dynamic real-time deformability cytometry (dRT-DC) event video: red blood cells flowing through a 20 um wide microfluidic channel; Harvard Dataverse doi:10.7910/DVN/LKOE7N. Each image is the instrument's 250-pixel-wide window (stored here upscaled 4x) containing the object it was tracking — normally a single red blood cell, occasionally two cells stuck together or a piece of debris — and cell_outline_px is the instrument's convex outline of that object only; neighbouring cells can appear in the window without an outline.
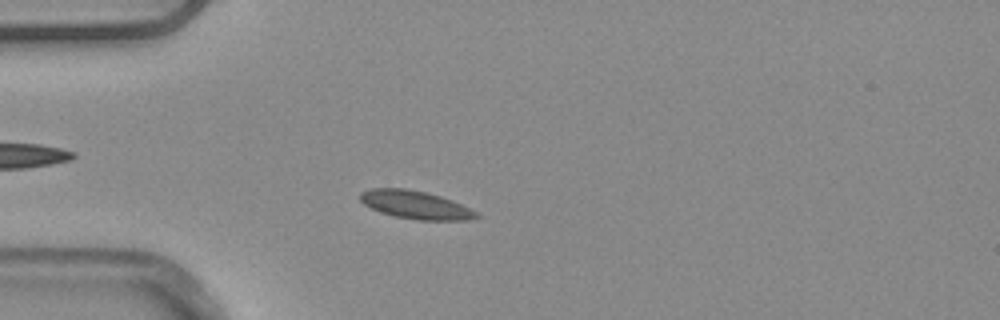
{"species": "common noctule bat (a hibernating species)", "species_latin": "Nyctalus noctula", "temperature_condition": "warm", "stored_images_in_passage": 49, "camera_frame_rate_fps": 3000, "um_per_image_px": 0.085, "animal": {"sex": "male", "body_mass_g": 20.4}, "frame": {"image": 1, "passage_image": 11, "time_ms": 3.333, "image_size_px": [1000, 320], "cell_outline_px": [[480, 216], [472, 220], [416, 220], [396, 216], [380, 212], [364, 204], [360, 200], [360, 192], [372, 188], [404, 188], [424, 192], [440, 196], [452, 200], [476, 212]], "centroid_in_image_um": [35.31, 17.41], "position_along_channel_um": 49.7, "area_um2": 18.84}}
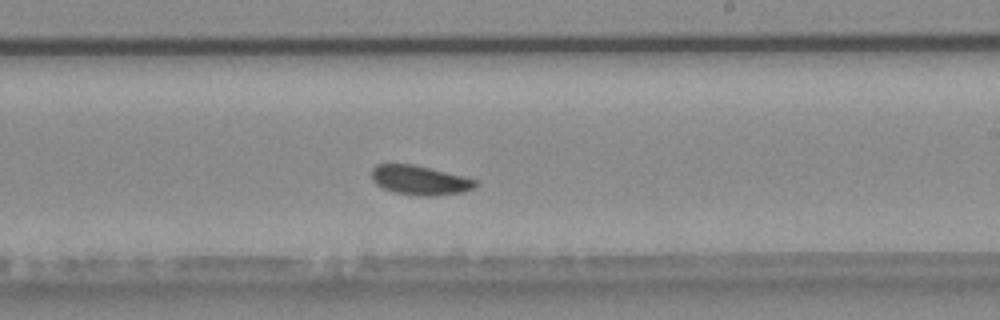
{"frame": {"image": 2, "passage_image": 28, "time_ms": 9.0, "image_size_px": [1000, 320], "cell_outline_px": [[480, 184], [464, 192], [432, 196], [416, 196], [396, 192], [384, 188], [376, 184], [372, 180], [372, 168], [376, 164], [412, 164], [464, 176], [476, 180]], "centroid_in_image_um": [35.7, 15.32], "position_along_channel_um": 253.3, "area_um2": 17.74}}
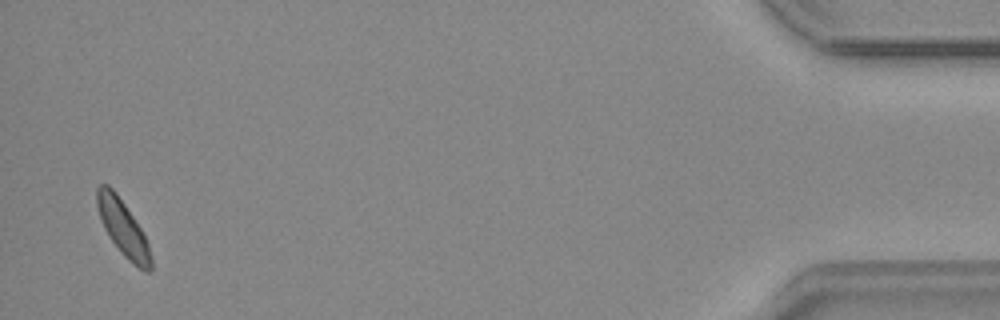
{"frame": {"image": 3, "passage_image": 48, "time_ms": 15.667, "image_size_px": [1000, 320], "cell_outline_px": [[152, 272], [144, 272], [128, 260], [124, 256], [112, 240], [104, 228], [96, 204], [96, 188], [100, 184], [108, 184], [116, 192], [140, 228], [148, 244], [152, 260]], "centroid_in_image_um": [10.45, 19.39], "position_along_channel_um": 424.7, "area_um2": 17.22}, "authors_computed_cell_mechanics": {"area_um2": 17.8024, "velocity_mm_per_s": 3.8291, "shape_relaxation_time_tau1_ms": 6.1671, "shape_relaxation_time_tau2_ms": null, "deformation_change_tau1": 0.0745, "deformation_change_tau2": null}}